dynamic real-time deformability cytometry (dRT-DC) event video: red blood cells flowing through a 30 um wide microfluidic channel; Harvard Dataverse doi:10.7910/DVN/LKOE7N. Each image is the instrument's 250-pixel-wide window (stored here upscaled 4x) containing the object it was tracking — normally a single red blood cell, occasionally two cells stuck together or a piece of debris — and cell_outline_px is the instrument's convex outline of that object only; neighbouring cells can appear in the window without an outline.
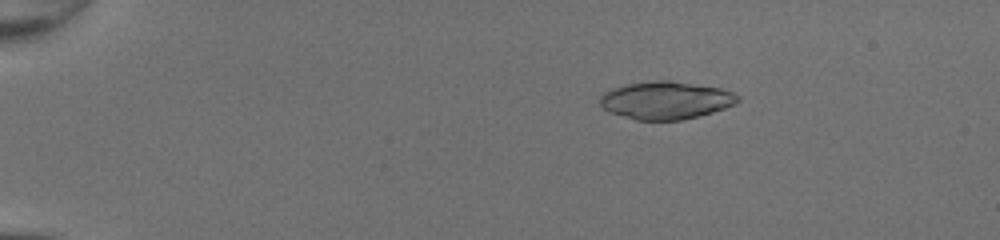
{"species": "common noctule bat (a hibernating species)", "species_latin": "Nyctalus noctula", "temperature_condition": "room temperature", "stored_images_in_passage": 41, "camera_frame_rate_fps": 3000, "um_per_image_px": 0.085, "animal": {"sex": "female", "body_mass_g": 20.0, "forearm_length_mm": 54.0}, "frame": {"image": 1, "passage_image": 1, "time_ms": 0.0, "image_size_px": [1000, 240], "cell_outline_px": [[740, 100], [736, 104], [712, 112], [680, 120], [636, 120], [608, 112], [600, 104], [600, 96], [604, 92], [612, 88], [628, 84], [652, 80], [672, 80], [720, 88], [732, 92], [740, 96]], "centroid_in_image_um": [56.59, 8.52], "position_along_channel_um": 28.4, "area_um2": 30.35}}